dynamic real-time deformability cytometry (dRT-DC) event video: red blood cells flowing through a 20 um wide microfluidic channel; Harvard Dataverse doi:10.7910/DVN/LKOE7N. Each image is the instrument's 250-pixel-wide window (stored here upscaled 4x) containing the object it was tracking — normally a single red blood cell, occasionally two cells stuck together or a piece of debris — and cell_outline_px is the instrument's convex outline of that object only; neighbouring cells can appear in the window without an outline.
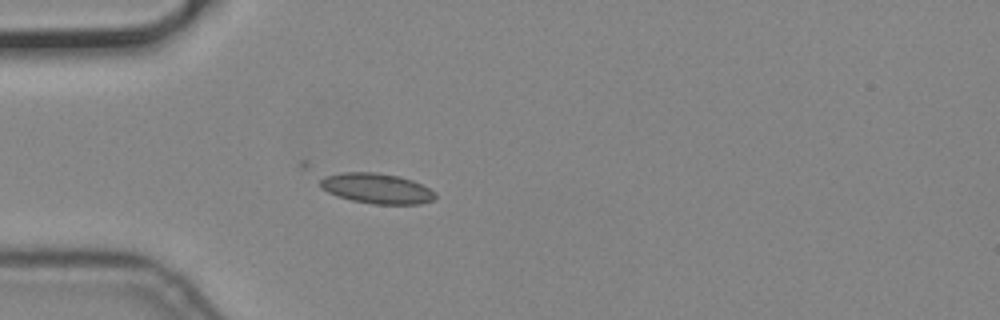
{"species": "common noctule bat (a hibernating species)", "species_latin": "Nyctalus noctula", "temperature_condition": "cold", "stored_images_in_passage": 41, "camera_frame_rate_fps": 3000, "um_per_image_px": 0.085, "animal": {"sex": "male", "body_mass_g": 19.2, "forearm_length_mm": 51.8}, "frame": {"image": 1, "passage_image": 1, "time_ms": 0.0, "image_size_px": [1000, 320], "cell_outline_px": [[436, 196], [432, 200], [420, 204], [372, 204], [352, 200], [336, 196], [320, 188], [320, 180], [324, 176], [344, 172], [376, 172], [400, 176], [412, 180], [436, 192]], "centroid_in_image_um": [32.0, 16.01], "position_along_channel_um": 53.0, "area_um2": 20.35}}
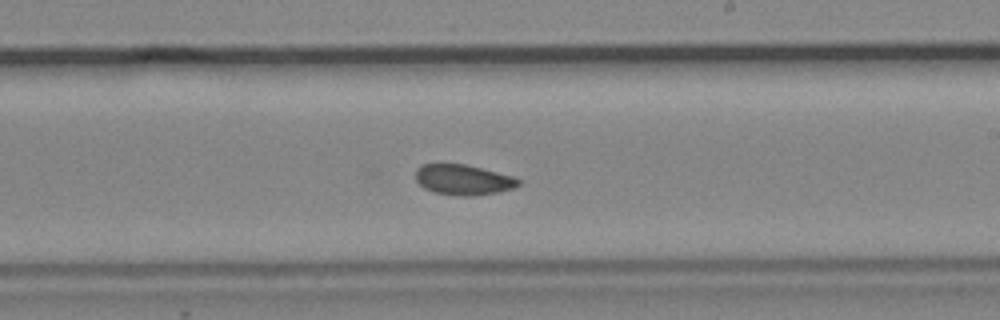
{"frame": {"image": 2, "passage_image": 18, "time_ms": 5.667, "image_size_px": [1000, 320], "cell_outline_px": [[520, 184], [512, 188], [500, 192], [472, 196], [456, 196], [436, 192], [424, 188], [416, 180], [416, 168], [420, 164], [464, 164], [512, 176], [520, 180]], "centroid_in_image_um": [39.35, 15.28], "position_along_channel_um": 249.6, "area_um2": 18.09}}
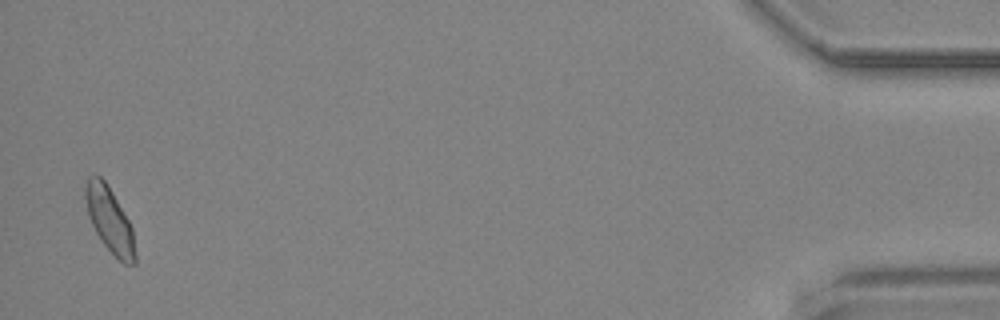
{"frame": {"image": 3, "passage_image": 40, "time_ms": 13.0, "image_size_px": [1000, 320], "cell_outline_px": [[136, 264], [124, 264], [104, 244], [96, 232], [88, 216], [84, 196], [84, 188], [88, 176], [92, 172], [96, 172], [104, 180], [112, 192], [128, 220], [132, 228], [136, 256]], "centroid_in_image_um": [9.29, 18.64], "position_along_channel_um": 425.9, "area_um2": 18.79}}